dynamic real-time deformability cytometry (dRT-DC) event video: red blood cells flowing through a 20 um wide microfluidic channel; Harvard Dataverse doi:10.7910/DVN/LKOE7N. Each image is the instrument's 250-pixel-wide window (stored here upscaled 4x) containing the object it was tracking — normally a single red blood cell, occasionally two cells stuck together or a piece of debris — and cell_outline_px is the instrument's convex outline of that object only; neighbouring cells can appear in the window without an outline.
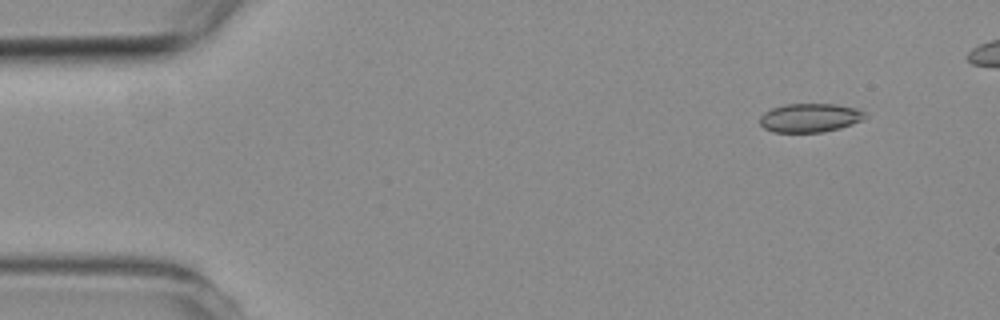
{"species": "common noctule bat (a hibernating species)", "species_latin": "Nyctalus noctula", "temperature_condition": "room temperature", "stored_images_in_passage": 2, "camera_frame_rate_fps": 3000, "um_per_image_px": 0.085, "animal": {"sex": "female", "body_mass_g": 19.3, "forearm_length_mm": 54.1}, "frame": {"image": 1, "passage_image": 2, "time_ms": 2.0, "image_size_px": [1000, 320], "cell_outline_px": [[868, 116], [864, 120], [840, 128], [824, 132], [772, 132], [764, 128], [760, 124], [760, 116], [764, 112], [772, 108], [784, 104], [836, 104], [856, 108], [864, 112]], "centroid_in_image_um": [68.85, 10.01], "position_along_channel_um": 16.1, "area_um2": 17.8}}